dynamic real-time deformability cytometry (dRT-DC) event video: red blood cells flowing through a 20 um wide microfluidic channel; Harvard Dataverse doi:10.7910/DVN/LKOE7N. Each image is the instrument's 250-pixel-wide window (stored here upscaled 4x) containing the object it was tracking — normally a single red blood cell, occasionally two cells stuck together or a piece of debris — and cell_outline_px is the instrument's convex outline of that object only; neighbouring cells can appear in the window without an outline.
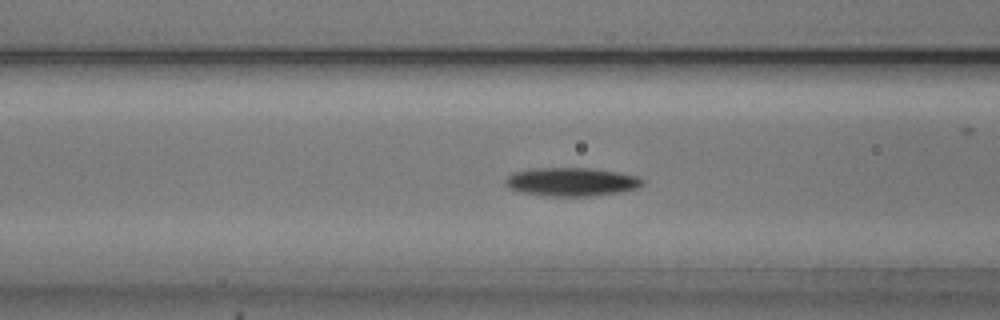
{"species": "common noctule bat (a hibernating species)", "species_latin": "Nyctalus noctula", "temperature_condition": "cold", "stored_images_in_passage": 50, "camera_frame_rate_fps": 3000, "um_per_image_px": 0.085, "animal": {"sex": "male", "body_mass_g": 20.5, "forearm_length_mm": 52.5}, "frame": {"image": 1, "passage_image": 17, "time_ms": 5.333, "image_size_px": [1000, 320], "cell_outline_px": [[644, 184], [636, 188], [616, 192], [592, 196], [544, 196], [520, 192], [508, 188], [504, 184], [504, 180], [512, 172], [532, 168], [592, 168], [640, 176], [644, 180]], "centroid_in_image_um": [48.53, 15.45], "position_along_channel_um": 118.1, "area_um2": 22.95}}
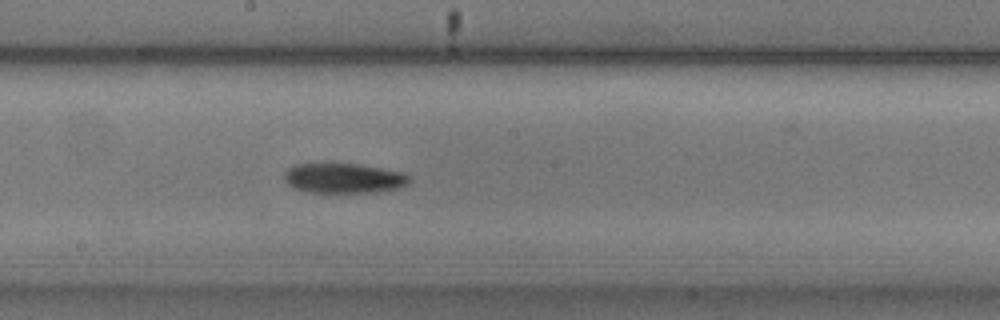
{"frame": {"image": 2, "passage_image": 25, "time_ms": 8.0, "image_size_px": [1000, 320], "cell_outline_px": [[412, 180], [408, 184], [400, 188], [380, 192], [308, 192], [292, 188], [284, 180], [284, 172], [292, 164], [360, 164], [400, 172], [408, 176]], "centroid_in_image_um": [29.2, 15.15], "position_along_channel_um": 219.0, "area_um2": 21.91}}
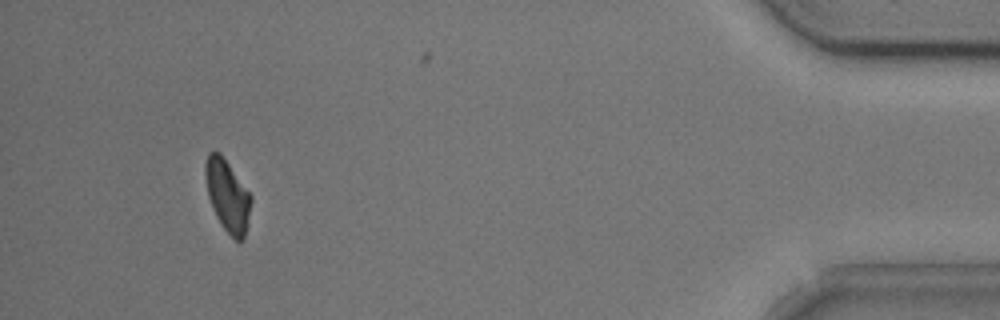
{"frame": {"image": 3, "passage_image": 46, "time_ms": 15.0, "image_size_px": [1000, 320], "cell_outline_px": [[252, 200], [244, 240], [240, 244], [224, 228], [216, 216], [212, 208], [208, 196], [204, 176], [204, 164], [208, 152], [220, 152], [252, 196]], "centroid_in_image_um": [19.32, 16.62], "position_along_channel_um": 415.9, "area_um2": 19.19}, "authors_computed_cell_mechanics": {"area_um2": 21.2993, "velocity_mm_per_s": 3.7719, "shape_relaxation_time_tau1_ms": 4.7964, "shape_relaxation_time_tau2_ms": null, "deformation_change_tau1": 0.1302, "deformation_change_tau2": null}}